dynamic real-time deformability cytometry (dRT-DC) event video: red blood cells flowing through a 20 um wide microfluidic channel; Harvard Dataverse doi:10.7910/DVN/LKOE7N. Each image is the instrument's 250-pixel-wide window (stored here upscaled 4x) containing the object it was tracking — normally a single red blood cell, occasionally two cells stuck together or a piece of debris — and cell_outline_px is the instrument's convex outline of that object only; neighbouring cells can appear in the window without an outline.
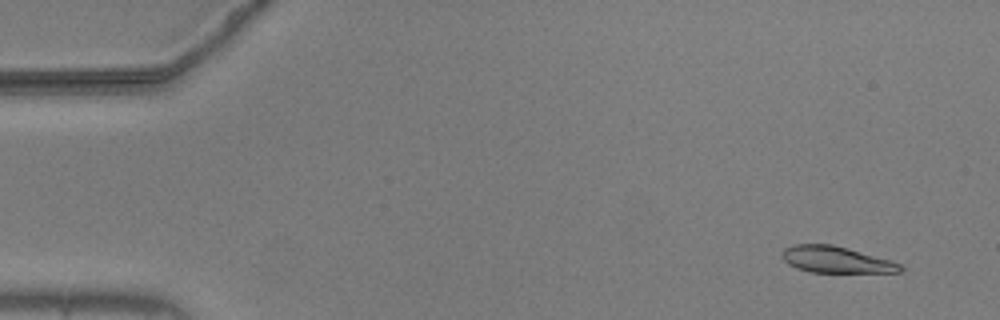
{"species": "common noctule bat (a hibernating species)", "species_latin": "Nyctalus noctula", "temperature_condition": "warm", "stored_images_in_passage": 19, "camera_frame_rate_fps": 3000, "um_per_image_px": 0.085, "animal": {"sex": "male", "body_mass_g": 20.5, "forearm_length_mm": 52.5}, "frame": {"image": 1, "passage_image": 4, "time_ms": 1.0, "image_size_px": [1000, 320], "cell_outline_px": [[904, 268], [900, 272], [812, 272], [796, 268], [788, 264], [784, 260], [780, 252], [784, 248], [792, 244], [832, 244], [848, 248], [892, 260], [900, 264]], "centroid_in_image_um": [71.04, 22.06], "position_along_channel_um": 14.0, "area_um2": 18.32}}
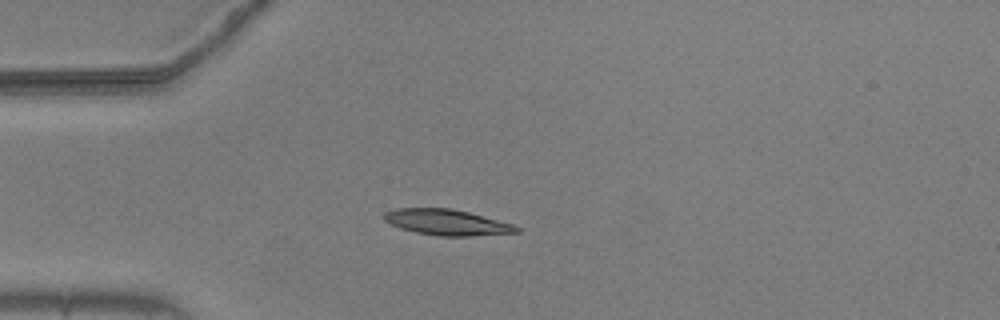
{"frame": {"image": 2, "passage_image": 15, "time_ms": 4.667, "image_size_px": [1000, 320], "cell_outline_px": [[520, 232], [468, 236], [440, 236], [416, 232], [400, 228], [384, 220], [384, 212], [396, 208], [452, 208], [468, 212], [512, 224], [520, 228]], "centroid_in_image_um": [37.96, 18.89], "position_along_channel_um": 47.0, "area_um2": 19.71}}